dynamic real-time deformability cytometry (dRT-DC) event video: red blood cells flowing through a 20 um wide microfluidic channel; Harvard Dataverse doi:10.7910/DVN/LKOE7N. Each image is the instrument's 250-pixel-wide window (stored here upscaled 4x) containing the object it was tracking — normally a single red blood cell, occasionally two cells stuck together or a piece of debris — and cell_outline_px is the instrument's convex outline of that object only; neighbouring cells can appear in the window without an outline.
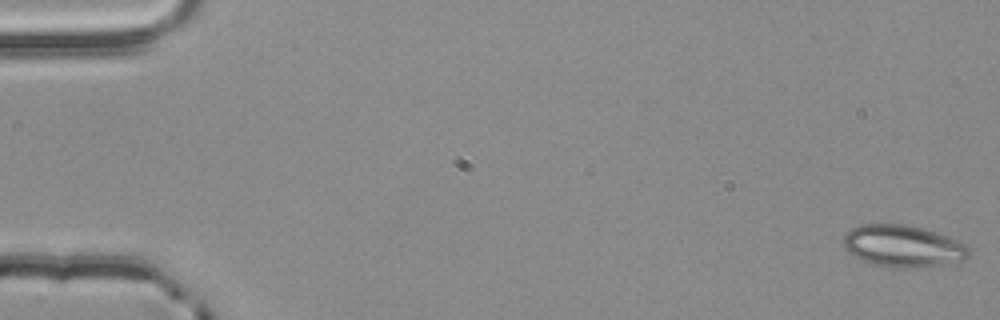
{"species": "common noctule bat (a hibernating species)", "species_latin": "Nyctalus noctula", "temperature_condition": "room temperature", "stored_images_in_passage": 4, "camera_frame_rate_fps": 3000, "um_per_image_px": 0.085, "animal": {"sex": "male", "body_mass_g": 20.4}, "frame": {"image": 1, "passage_image": 1, "time_ms": 0.0, "image_size_px": [1000, 320], "cell_outline_px": [[972, 248], [968, 256], [964, 260], [940, 264], [892, 268], [872, 264], [848, 252], [844, 248], [844, 236], [852, 228], [860, 224], [904, 224], [924, 228], [936, 232], [956, 240]], "centroid_in_image_um": [76.75, 20.9], "position_along_channel_um": 8.3, "area_um2": 30.23}}